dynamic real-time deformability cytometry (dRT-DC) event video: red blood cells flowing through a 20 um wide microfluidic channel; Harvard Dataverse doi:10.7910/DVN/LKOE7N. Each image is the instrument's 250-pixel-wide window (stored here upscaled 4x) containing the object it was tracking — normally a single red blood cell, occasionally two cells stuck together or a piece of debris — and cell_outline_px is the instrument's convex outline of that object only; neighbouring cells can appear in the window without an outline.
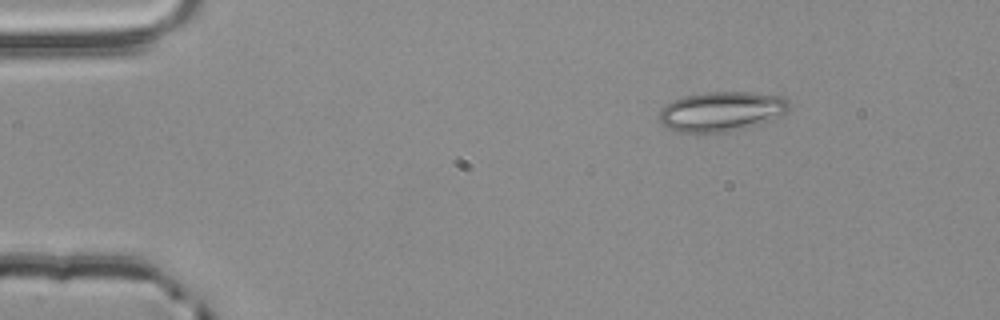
{"species": "common noctule bat (a hibernating species)", "species_latin": "Nyctalus noctula", "temperature_condition": "room temperature", "stored_images_in_passage": 4, "camera_frame_rate_fps": 3000, "um_per_image_px": 0.085, "animal": {"sex": "male", "body_mass_g": 20.4}, "frame": {"image": 1, "passage_image": 1, "time_ms": 0.0, "image_size_px": [1000, 320], "cell_outline_px": [[792, 108], [788, 112], [772, 120], [744, 128], [728, 132], [676, 132], [660, 124], [660, 112], [664, 104], [672, 100], [684, 96], [704, 92], [752, 92], [784, 96], [792, 104]], "centroid_in_image_um": [61.36, 9.46], "position_along_channel_um": 23.6, "area_um2": 30.58}}